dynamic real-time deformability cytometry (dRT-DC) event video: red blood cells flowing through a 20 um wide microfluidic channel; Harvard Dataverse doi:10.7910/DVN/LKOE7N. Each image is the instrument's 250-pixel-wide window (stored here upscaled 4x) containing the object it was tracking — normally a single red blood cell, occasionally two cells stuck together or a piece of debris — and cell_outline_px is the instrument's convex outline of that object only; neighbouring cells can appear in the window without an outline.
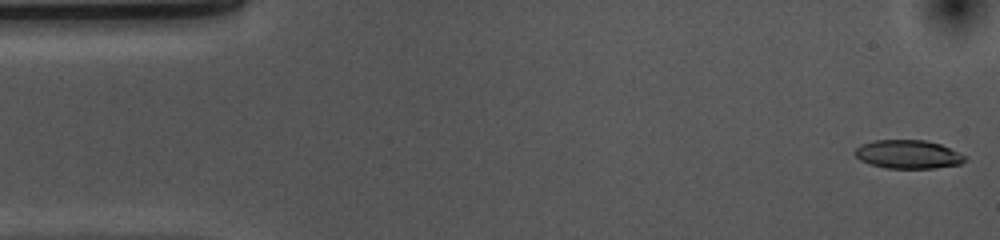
{"species": "common noctule bat (a hibernating species)", "species_latin": "Nyctalus noctula", "temperature_condition": "cold", "stored_images_in_passage": 53, "camera_frame_rate_fps": 3000, "um_per_image_px": 0.085, "animal": {"sex": "female", "body_mass_g": 10.0, "forearm_length_mm": 53.1}, "frame": {"image": 1, "passage_image": 1, "time_ms": 0.0, "image_size_px": [1000, 240], "cell_outline_px": [[968, 160], [960, 164], [936, 168], [888, 168], [872, 164], [860, 160], [852, 152], [860, 144], [872, 140], [924, 140], [940, 144], [968, 156]], "centroid_in_image_um": [77.2, 13.11], "position_along_channel_um": 7.8, "area_um2": 18.44}}
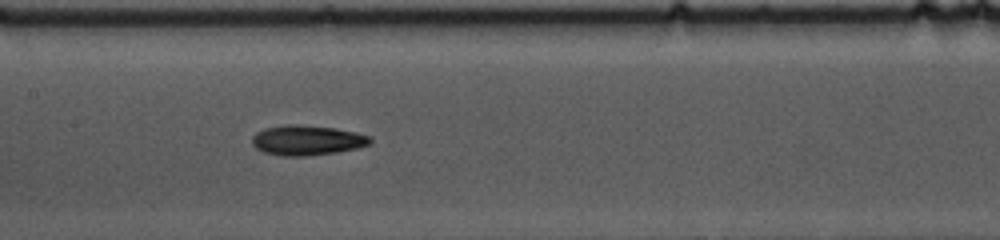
{"frame": {"image": 2, "passage_image": 24, "time_ms": 7.667, "image_size_px": [1000, 240], "cell_outline_px": [[372, 144], [356, 148], [336, 152], [304, 156], [280, 156], [264, 152], [256, 148], [252, 144], [252, 136], [256, 132], [264, 128], [288, 124], [292, 124], [336, 128], [356, 132], [368, 136], [372, 140]], "centroid_in_image_um": [26.08, 11.92], "position_along_channel_um": 181.3, "area_um2": 20.63}}
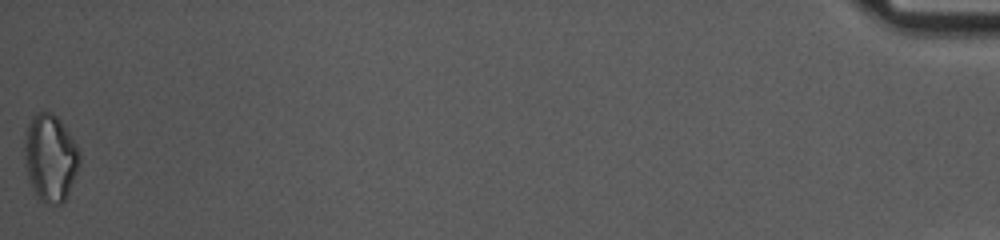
{"frame": {"image": 3, "passage_image": 53, "time_ms": 17.333, "image_size_px": [1000, 240], "cell_outline_px": [[80, 164], [68, 192], [64, 200], [60, 204], [44, 204], [36, 196], [32, 188], [28, 176], [24, 152], [24, 144], [28, 124], [32, 116], [36, 112], [52, 112], [60, 120], [76, 144], [80, 152]], "centroid_in_image_um": [4.27, 13.41], "position_along_channel_um": 430.9, "area_um2": 27.8}, "authors_computed_cell_mechanics": {"area_um2": 19.5942, "velocity_mm_per_s": 3.6767, "shape_relaxation_time_tau1_ms": 3.6236, "shape_relaxation_time_tau2_ms": 9.9045, "deformation_change_tau1": 0.1309, "deformation_change_tau2": 0.2014}}